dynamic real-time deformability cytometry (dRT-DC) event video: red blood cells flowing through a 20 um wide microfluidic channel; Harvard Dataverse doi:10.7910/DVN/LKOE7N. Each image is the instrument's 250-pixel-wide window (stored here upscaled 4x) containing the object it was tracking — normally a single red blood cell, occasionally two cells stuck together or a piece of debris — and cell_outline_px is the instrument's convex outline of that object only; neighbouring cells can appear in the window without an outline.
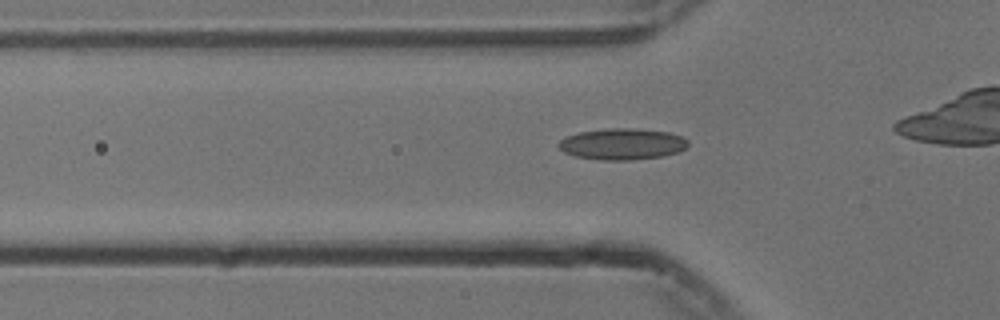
{"species": "common noctule bat (a hibernating species)", "species_latin": "Nyctalus noctula", "temperature_condition": "cold", "stored_images_in_passage": 44, "camera_frame_rate_fps": 3000, "um_per_image_px": 0.085, "animal": {"sex": "male", "body_mass_g": 13.3}, "frame": {"image": 1, "passage_image": 18, "time_ms": 5.667, "image_size_px": [1000, 320], "cell_outline_px": [[688, 144], [684, 148], [676, 152], [660, 156], [628, 160], [604, 160], [576, 156], [564, 152], [556, 144], [564, 136], [580, 132], [608, 128], [632, 128], [668, 132], [680, 136], [688, 140]], "centroid_in_image_um": [52.84, 12.23], "position_along_channel_um": 73.0, "area_um2": 23.35}}
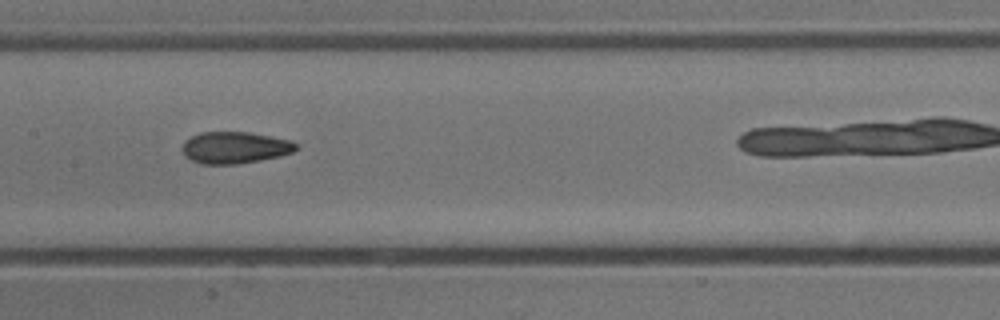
{"frame": {"image": 2, "passage_image": 27, "time_ms": 8.667, "image_size_px": [1000, 320], "cell_outline_px": [[300, 148], [292, 152], [280, 156], [260, 160], [236, 164], [204, 164], [192, 160], [184, 156], [180, 148], [184, 140], [200, 132], [248, 132], [292, 140], [300, 144]], "centroid_in_image_um": [19.97, 12.54], "position_along_channel_um": 187.4, "area_um2": 21.33}}
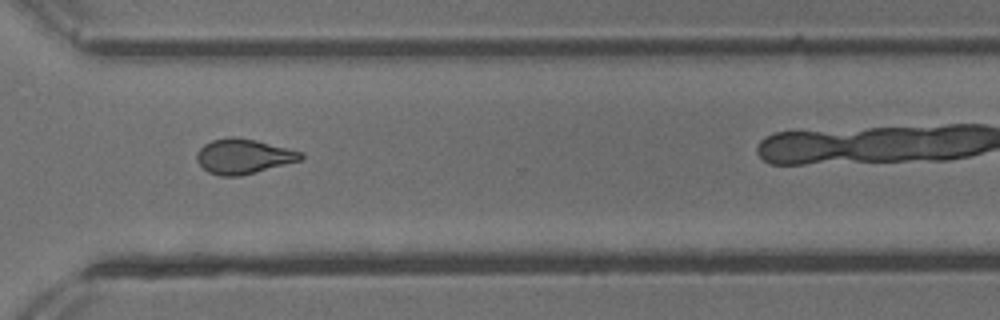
{"frame": {"image": 3, "passage_image": 40, "time_ms": 13.0, "image_size_px": [1000, 320], "cell_outline_px": [[304, 156], [300, 160], [240, 176], [220, 176], [208, 172], [196, 160], [196, 156], [200, 148], [204, 144], [212, 140], [228, 136], [236, 136], [256, 140], [304, 152]], "centroid_in_image_um": [20.68, 13.27], "position_along_channel_um": 349.9, "area_um2": 21.1}}